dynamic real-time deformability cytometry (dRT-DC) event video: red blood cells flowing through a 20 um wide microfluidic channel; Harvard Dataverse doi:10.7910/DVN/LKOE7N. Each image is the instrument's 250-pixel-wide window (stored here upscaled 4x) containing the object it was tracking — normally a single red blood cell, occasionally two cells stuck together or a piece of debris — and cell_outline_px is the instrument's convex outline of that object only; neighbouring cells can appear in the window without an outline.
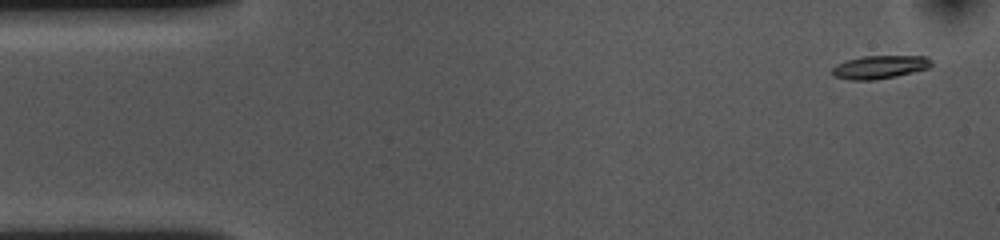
{"species": "common noctule bat (a hibernating species)", "species_latin": "Nyctalus noctula", "temperature_condition": "cold", "stored_images_in_passage": 53, "camera_frame_rate_fps": 3000, "um_per_image_px": 0.085, "animal": {"sex": "female", "body_mass_g": 10.0, "forearm_length_mm": 53.1}, "frame": {"image": 1, "passage_image": 1, "time_ms": 0.0, "image_size_px": [1000, 240], "cell_outline_px": [[932, 64], [928, 68], [896, 76], [872, 80], [852, 80], [832, 76], [832, 68], [836, 64], [860, 56], [928, 56], [932, 60]], "centroid_in_image_um": [74.77, 5.69], "position_along_channel_um": 10.2, "area_um2": 13.41}}
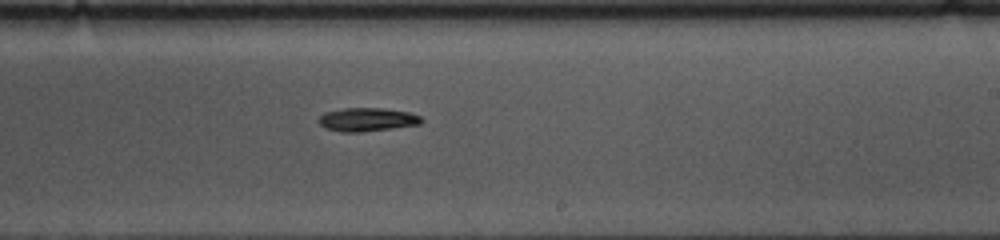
{"frame": {"image": 2, "passage_image": 30, "time_ms": 9.667, "image_size_px": [1000, 240], "cell_outline_px": [[424, 120], [420, 124], [392, 128], [360, 132], [340, 132], [324, 128], [320, 124], [320, 116], [324, 112], [344, 108], [384, 108], [408, 112], [420, 116]], "centroid_in_image_um": [31.2, 10.16], "position_along_channel_um": 257.8, "area_um2": 14.05}}
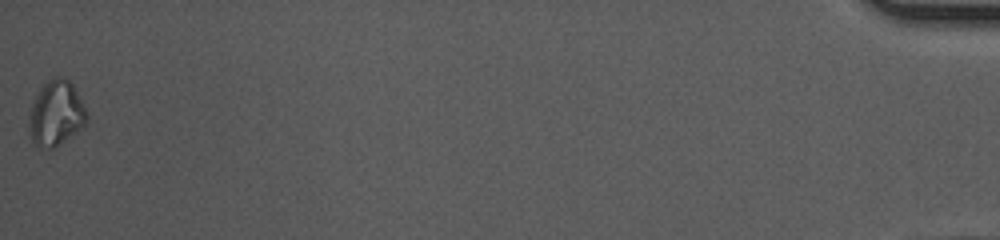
{"frame": {"image": 3, "passage_image": 53, "time_ms": 17.333, "image_size_px": [1000, 240], "cell_outline_px": [[88, 120], [84, 124], [52, 148], [40, 148], [32, 144], [28, 124], [28, 116], [32, 100], [40, 88], [52, 76], [60, 76], [68, 80], [72, 84], [84, 104], [88, 112]], "centroid_in_image_um": [4.72, 9.6], "position_along_channel_um": 430.5, "area_um2": 21.91}, "authors_computed_cell_mechanics": {"area_um2": 14.1032, "velocity_mm_per_s": 3.6057, "shape_relaxation_time_tau1_ms": 3.2877, "shape_relaxation_time_tau2_ms": null, "deformation_change_tau1": 0.1173, "deformation_change_tau2": null}}